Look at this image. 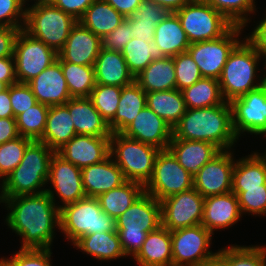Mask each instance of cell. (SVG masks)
<instances>
[{
    "mask_svg": "<svg viewBox=\"0 0 266 266\" xmlns=\"http://www.w3.org/2000/svg\"><path fill=\"white\" fill-rule=\"evenodd\" d=\"M8 210L5 225L21 239L20 249H51L60 208L45 191L39 194L1 197Z\"/></svg>",
    "mask_w": 266,
    "mask_h": 266,
    "instance_id": "1",
    "label": "cell"
},
{
    "mask_svg": "<svg viewBox=\"0 0 266 266\" xmlns=\"http://www.w3.org/2000/svg\"><path fill=\"white\" fill-rule=\"evenodd\" d=\"M7 88L8 86L4 82L0 81V93L6 90Z\"/></svg>",
    "mask_w": 266,
    "mask_h": 266,
    "instance_id": "62",
    "label": "cell"
},
{
    "mask_svg": "<svg viewBox=\"0 0 266 266\" xmlns=\"http://www.w3.org/2000/svg\"><path fill=\"white\" fill-rule=\"evenodd\" d=\"M0 81L4 82L7 86L17 83L13 57L0 58Z\"/></svg>",
    "mask_w": 266,
    "mask_h": 266,
    "instance_id": "56",
    "label": "cell"
},
{
    "mask_svg": "<svg viewBox=\"0 0 266 266\" xmlns=\"http://www.w3.org/2000/svg\"><path fill=\"white\" fill-rule=\"evenodd\" d=\"M29 5L27 3L23 30L58 53L78 21L50 1Z\"/></svg>",
    "mask_w": 266,
    "mask_h": 266,
    "instance_id": "6",
    "label": "cell"
},
{
    "mask_svg": "<svg viewBox=\"0 0 266 266\" xmlns=\"http://www.w3.org/2000/svg\"><path fill=\"white\" fill-rule=\"evenodd\" d=\"M64 78L71 97H89L96 85L94 66L77 65L63 61L59 56Z\"/></svg>",
    "mask_w": 266,
    "mask_h": 266,
    "instance_id": "39",
    "label": "cell"
},
{
    "mask_svg": "<svg viewBox=\"0 0 266 266\" xmlns=\"http://www.w3.org/2000/svg\"><path fill=\"white\" fill-rule=\"evenodd\" d=\"M96 84L117 87L127 86L135 81L121 52L100 49L94 63Z\"/></svg>",
    "mask_w": 266,
    "mask_h": 266,
    "instance_id": "26",
    "label": "cell"
},
{
    "mask_svg": "<svg viewBox=\"0 0 266 266\" xmlns=\"http://www.w3.org/2000/svg\"><path fill=\"white\" fill-rule=\"evenodd\" d=\"M168 13L169 11L161 5L155 4L153 1L143 0L138 9L127 18L130 21L154 22L157 25Z\"/></svg>",
    "mask_w": 266,
    "mask_h": 266,
    "instance_id": "51",
    "label": "cell"
},
{
    "mask_svg": "<svg viewBox=\"0 0 266 266\" xmlns=\"http://www.w3.org/2000/svg\"><path fill=\"white\" fill-rule=\"evenodd\" d=\"M31 1H33V2H48L50 0H31ZM27 2H30V0H26V4H27Z\"/></svg>",
    "mask_w": 266,
    "mask_h": 266,
    "instance_id": "63",
    "label": "cell"
},
{
    "mask_svg": "<svg viewBox=\"0 0 266 266\" xmlns=\"http://www.w3.org/2000/svg\"><path fill=\"white\" fill-rule=\"evenodd\" d=\"M153 41L166 57L187 52L190 45L180 19L172 12L156 25Z\"/></svg>",
    "mask_w": 266,
    "mask_h": 266,
    "instance_id": "29",
    "label": "cell"
},
{
    "mask_svg": "<svg viewBox=\"0 0 266 266\" xmlns=\"http://www.w3.org/2000/svg\"><path fill=\"white\" fill-rule=\"evenodd\" d=\"M131 32V21L125 18L111 33L101 38V48L122 52L125 45L133 38Z\"/></svg>",
    "mask_w": 266,
    "mask_h": 266,
    "instance_id": "50",
    "label": "cell"
},
{
    "mask_svg": "<svg viewBox=\"0 0 266 266\" xmlns=\"http://www.w3.org/2000/svg\"><path fill=\"white\" fill-rule=\"evenodd\" d=\"M0 266H9L2 258H0Z\"/></svg>",
    "mask_w": 266,
    "mask_h": 266,
    "instance_id": "64",
    "label": "cell"
},
{
    "mask_svg": "<svg viewBox=\"0 0 266 266\" xmlns=\"http://www.w3.org/2000/svg\"><path fill=\"white\" fill-rule=\"evenodd\" d=\"M121 133L160 150L168 149L173 136L172 127L147 105Z\"/></svg>",
    "mask_w": 266,
    "mask_h": 266,
    "instance_id": "18",
    "label": "cell"
},
{
    "mask_svg": "<svg viewBox=\"0 0 266 266\" xmlns=\"http://www.w3.org/2000/svg\"><path fill=\"white\" fill-rule=\"evenodd\" d=\"M237 195L242 215L266 216V185L262 188H232Z\"/></svg>",
    "mask_w": 266,
    "mask_h": 266,
    "instance_id": "45",
    "label": "cell"
},
{
    "mask_svg": "<svg viewBox=\"0 0 266 266\" xmlns=\"http://www.w3.org/2000/svg\"><path fill=\"white\" fill-rule=\"evenodd\" d=\"M233 150H221L193 176V187L204 198L232 191L233 170L236 162Z\"/></svg>",
    "mask_w": 266,
    "mask_h": 266,
    "instance_id": "17",
    "label": "cell"
},
{
    "mask_svg": "<svg viewBox=\"0 0 266 266\" xmlns=\"http://www.w3.org/2000/svg\"><path fill=\"white\" fill-rule=\"evenodd\" d=\"M131 29L133 37L151 42L155 35L156 24L146 21H131Z\"/></svg>",
    "mask_w": 266,
    "mask_h": 266,
    "instance_id": "55",
    "label": "cell"
},
{
    "mask_svg": "<svg viewBox=\"0 0 266 266\" xmlns=\"http://www.w3.org/2000/svg\"><path fill=\"white\" fill-rule=\"evenodd\" d=\"M237 195L232 191L204 198L202 225L214 231L228 229L242 218Z\"/></svg>",
    "mask_w": 266,
    "mask_h": 266,
    "instance_id": "21",
    "label": "cell"
},
{
    "mask_svg": "<svg viewBox=\"0 0 266 266\" xmlns=\"http://www.w3.org/2000/svg\"><path fill=\"white\" fill-rule=\"evenodd\" d=\"M233 25L246 27L257 12L256 0H205ZM252 14V16H251ZM249 15V17H248ZM251 16V17H250Z\"/></svg>",
    "mask_w": 266,
    "mask_h": 266,
    "instance_id": "41",
    "label": "cell"
},
{
    "mask_svg": "<svg viewBox=\"0 0 266 266\" xmlns=\"http://www.w3.org/2000/svg\"><path fill=\"white\" fill-rule=\"evenodd\" d=\"M58 53L23 29L14 46V63L18 83H28L57 60Z\"/></svg>",
    "mask_w": 266,
    "mask_h": 266,
    "instance_id": "13",
    "label": "cell"
},
{
    "mask_svg": "<svg viewBox=\"0 0 266 266\" xmlns=\"http://www.w3.org/2000/svg\"><path fill=\"white\" fill-rule=\"evenodd\" d=\"M261 59L263 60L262 70L258 67L262 66L259 64ZM258 70H265V60L244 38L229 54L218 79L224 100L231 102L265 84L266 78L263 75L262 77L257 75Z\"/></svg>",
    "mask_w": 266,
    "mask_h": 266,
    "instance_id": "4",
    "label": "cell"
},
{
    "mask_svg": "<svg viewBox=\"0 0 266 266\" xmlns=\"http://www.w3.org/2000/svg\"><path fill=\"white\" fill-rule=\"evenodd\" d=\"M101 49V38L77 22L58 56L66 62L94 66Z\"/></svg>",
    "mask_w": 266,
    "mask_h": 266,
    "instance_id": "20",
    "label": "cell"
},
{
    "mask_svg": "<svg viewBox=\"0 0 266 266\" xmlns=\"http://www.w3.org/2000/svg\"><path fill=\"white\" fill-rule=\"evenodd\" d=\"M146 105L172 129L187 110L182 91L177 89L147 92Z\"/></svg>",
    "mask_w": 266,
    "mask_h": 266,
    "instance_id": "35",
    "label": "cell"
},
{
    "mask_svg": "<svg viewBox=\"0 0 266 266\" xmlns=\"http://www.w3.org/2000/svg\"><path fill=\"white\" fill-rule=\"evenodd\" d=\"M245 27L233 25L223 36L189 45L187 52L198 65L203 77L219 79L229 54L244 39ZM240 37V38H239Z\"/></svg>",
    "mask_w": 266,
    "mask_h": 266,
    "instance_id": "10",
    "label": "cell"
},
{
    "mask_svg": "<svg viewBox=\"0 0 266 266\" xmlns=\"http://www.w3.org/2000/svg\"><path fill=\"white\" fill-rule=\"evenodd\" d=\"M266 78V59H265V73L263 74Z\"/></svg>",
    "mask_w": 266,
    "mask_h": 266,
    "instance_id": "65",
    "label": "cell"
},
{
    "mask_svg": "<svg viewBox=\"0 0 266 266\" xmlns=\"http://www.w3.org/2000/svg\"><path fill=\"white\" fill-rule=\"evenodd\" d=\"M160 149L126 137L122 133H112L110 156L122 170L127 181L143 186L151 179L157 154Z\"/></svg>",
    "mask_w": 266,
    "mask_h": 266,
    "instance_id": "8",
    "label": "cell"
},
{
    "mask_svg": "<svg viewBox=\"0 0 266 266\" xmlns=\"http://www.w3.org/2000/svg\"><path fill=\"white\" fill-rule=\"evenodd\" d=\"M258 21L254 29L244 37L266 59V14Z\"/></svg>",
    "mask_w": 266,
    "mask_h": 266,
    "instance_id": "53",
    "label": "cell"
},
{
    "mask_svg": "<svg viewBox=\"0 0 266 266\" xmlns=\"http://www.w3.org/2000/svg\"><path fill=\"white\" fill-rule=\"evenodd\" d=\"M155 4L161 5L167 11L175 13L180 10L183 6L188 4L191 0H149Z\"/></svg>",
    "mask_w": 266,
    "mask_h": 266,
    "instance_id": "60",
    "label": "cell"
},
{
    "mask_svg": "<svg viewBox=\"0 0 266 266\" xmlns=\"http://www.w3.org/2000/svg\"><path fill=\"white\" fill-rule=\"evenodd\" d=\"M121 88L122 87L96 84L90 93L89 98L92 101L93 106L108 123L116 114L121 95Z\"/></svg>",
    "mask_w": 266,
    "mask_h": 266,
    "instance_id": "43",
    "label": "cell"
},
{
    "mask_svg": "<svg viewBox=\"0 0 266 266\" xmlns=\"http://www.w3.org/2000/svg\"><path fill=\"white\" fill-rule=\"evenodd\" d=\"M57 153L66 161L83 169L110 156V137L76 134Z\"/></svg>",
    "mask_w": 266,
    "mask_h": 266,
    "instance_id": "19",
    "label": "cell"
},
{
    "mask_svg": "<svg viewBox=\"0 0 266 266\" xmlns=\"http://www.w3.org/2000/svg\"><path fill=\"white\" fill-rule=\"evenodd\" d=\"M65 105L73 120L76 134L111 137L108 122L93 106L89 97H72Z\"/></svg>",
    "mask_w": 266,
    "mask_h": 266,
    "instance_id": "24",
    "label": "cell"
},
{
    "mask_svg": "<svg viewBox=\"0 0 266 266\" xmlns=\"http://www.w3.org/2000/svg\"><path fill=\"white\" fill-rule=\"evenodd\" d=\"M135 81L146 93L176 89L174 58L153 60L135 77Z\"/></svg>",
    "mask_w": 266,
    "mask_h": 266,
    "instance_id": "32",
    "label": "cell"
},
{
    "mask_svg": "<svg viewBox=\"0 0 266 266\" xmlns=\"http://www.w3.org/2000/svg\"><path fill=\"white\" fill-rule=\"evenodd\" d=\"M187 109L205 108L223 104L218 79L203 77L190 87L182 90Z\"/></svg>",
    "mask_w": 266,
    "mask_h": 266,
    "instance_id": "37",
    "label": "cell"
},
{
    "mask_svg": "<svg viewBox=\"0 0 266 266\" xmlns=\"http://www.w3.org/2000/svg\"><path fill=\"white\" fill-rule=\"evenodd\" d=\"M49 106L41 103L19 114L16 119L19 135L33 141H39L45 131Z\"/></svg>",
    "mask_w": 266,
    "mask_h": 266,
    "instance_id": "40",
    "label": "cell"
},
{
    "mask_svg": "<svg viewBox=\"0 0 266 266\" xmlns=\"http://www.w3.org/2000/svg\"><path fill=\"white\" fill-rule=\"evenodd\" d=\"M46 192L53 199L57 207L74 203L86 197L81 169L66 161L57 152L52 155ZM53 187V189H52ZM56 194V195H55ZM59 198V201L55 199Z\"/></svg>",
    "mask_w": 266,
    "mask_h": 266,
    "instance_id": "15",
    "label": "cell"
},
{
    "mask_svg": "<svg viewBox=\"0 0 266 266\" xmlns=\"http://www.w3.org/2000/svg\"><path fill=\"white\" fill-rule=\"evenodd\" d=\"M86 197L97 198L100 194L119 187L127 180L122 170L109 156L104 161L81 169Z\"/></svg>",
    "mask_w": 266,
    "mask_h": 266,
    "instance_id": "23",
    "label": "cell"
},
{
    "mask_svg": "<svg viewBox=\"0 0 266 266\" xmlns=\"http://www.w3.org/2000/svg\"><path fill=\"white\" fill-rule=\"evenodd\" d=\"M75 135V126L68 107L65 104L49 106L45 131L39 141L47 144L54 152H57Z\"/></svg>",
    "mask_w": 266,
    "mask_h": 266,
    "instance_id": "28",
    "label": "cell"
},
{
    "mask_svg": "<svg viewBox=\"0 0 266 266\" xmlns=\"http://www.w3.org/2000/svg\"><path fill=\"white\" fill-rule=\"evenodd\" d=\"M27 84L31 87L37 102L41 104L63 105L72 98L58 60Z\"/></svg>",
    "mask_w": 266,
    "mask_h": 266,
    "instance_id": "22",
    "label": "cell"
},
{
    "mask_svg": "<svg viewBox=\"0 0 266 266\" xmlns=\"http://www.w3.org/2000/svg\"><path fill=\"white\" fill-rule=\"evenodd\" d=\"M52 249H19L8 258L1 257L9 266H52Z\"/></svg>",
    "mask_w": 266,
    "mask_h": 266,
    "instance_id": "47",
    "label": "cell"
},
{
    "mask_svg": "<svg viewBox=\"0 0 266 266\" xmlns=\"http://www.w3.org/2000/svg\"><path fill=\"white\" fill-rule=\"evenodd\" d=\"M54 153L47 144L32 140L28 144L21 162L0 183L1 197H15L45 192L50 162Z\"/></svg>",
    "mask_w": 266,
    "mask_h": 266,
    "instance_id": "3",
    "label": "cell"
},
{
    "mask_svg": "<svg viewBox=\"0 0 266 266\" xmlns=\"http://www.w3.org/2000/svg\"><path fill=\"white\" fill-rule=\"evenodd\" d=\"M193 188V176L187 172L168 150L156 156L151 179L144 186L145 192L159 202L174 194Z\"/></svg>",
    "mask_w": 266,
    "mask_h": 266,
    "instance_id": "11",
    "label": "cell"
},
{
    "mask_svg": "<svg viewBox=\"0 0 266 266\" xmlns=\"http://www.w3.org/2000/svg\"><path fill=\"white\" fill-rule=\"evenodd\" d=\"M160 203L162 226L170 231L202 223L204 197L194 187Z\"/></svg>",
    "mask_w": 266,
    "mask_h": 266,
    "instance_id": "16",
    "label": "cell"
},
{
    "mask_svg": "<svg viewBox=\"0 0 266 266\" xmlns=\"http://www.w3.org/2000/svg\"><path fill=\"white\" fill-rule=\"evenodd\" d=\"M32 140L19 136L0 145V183L21 162L28 144Z\"/></svg>",
    "mask_w": 266,
    "mask_h": 266,
    "instance_id": "44",
    "label": "cell"
},
{
    "mask_svg": "<svg viewBox=\"0 0 266 266\" xmlns=\"http://www.w3.org/2000/svg\"><path fill=\"white\" fill-rule=\"evenodd\" d=\"M168 150L179 164L194 176L220 150L212 143L172 138Z\"/></svg>",
    "mask_w": 266,
    "mask_h": 266,
    "instance_id": "25",
    "label": "cell"
},
{
    "mask_svg": "<svg viewBox=\"0 0 266 266\" xmlns=\"http://www.w3.org/2000/svg\"><path fill=\"white\" fill-rule=\"evenodd\" d=\"M19 136L15 118H0V145Z\"/></svg>",
    "mask_w": 266,
    "mask_h": 266,
    "instance_id": "57",
    "label": "cell"
},
{
    "mask_svg": "<svg viewBox=\"0 0 266 266\" xmlns=\"http://www.w3.org/2000/svg\"><path fill=\"white\" fill-rule=\"evenodd\" d=\"M59 231L73 246L85 235L116 231V223L102 211L97 198L85 197L60 208Z\"/></svg>",
    "mask_w": 266,
    "mask_h": 266,
    "instance_id": "7",
    "label": "cell"
},
{
    "mask_svg": "<svg viewBox=\"0 0 266 266\" xmlns=\"http://www.w3.org/2000/svg\"><path fill=\"white\" fill-rule=\"evenodd\" d=\"M121 53L134 77L141 73L153 60L166 57L154 41L145 42V40L135 37L125 45Z\"/></svg>",
    "mask_w": 266,
    "mask_h": 266,
    "instance_id": "38",
    "label": "cell"
},
{
    "mask_svg": "<svg viewBox=\"0 0 266 266\" xmlns=\"http://www.w3.org/2000/svg\"><path fill=\"white\" fill-rule=\"evenodd\" d=\"M266 185V154L254 152L236 159L232 188H262Z\"/></svg>",
    "mask_w": 266,
    "mask_h": 266,
    "instance_id": "33",
    "label": "cell"
},
{
    "mask_svg": "<svg viewBox=\"0 0 266 266\" xmlns=\"http://www.w3.org/2000/svg\"><path fill=\"white\" fill-rule=\"evenodd\" d=\"M173 58L177 90L182 91L203 78L198 65L188 52L179 53Z\"/></svg>",
    "mask_w": 266,
    "mask_h": 266,
    "instance_id": "46",
    "label": "cell"
},
{
    "mask_svg": "<svg viewBox=\"0 0 266 266\" xmlns=\"http://www.w3.org/2000/svg\"><path fill=\"white\" fill-rule=\"evenodd\" d=\"M133 259L138 266H172L171 231L161 225L149 232Z\"/></svg>",
    "mask_w": 266,
    "mask_h": 266,
    "instance_id": "27",
    "label": "cell"
},
{
    "mask_svg": "<svg viewBox=\"0 0 266 266\" xmlns=\"http://www.w3.org/2000/svg\"><path fill=\"white\" fill-rule=\"evenodd\" d=\"M115 8L125 18L131 16L143 0H104Z\"/></svg>",
    "mask_w": 266,
    "mask_h": 266,
    "instance_id": "58",
    "label": "cell"
},
{
    "mask_svg": "<svg viewBox=\"0 0 266 266\" xmlns=\"http://www.w3.org/2000/svg\"><path fill=\"white\" fill-rule=\"evenodd\" d=\"M95 0H50L57 8L73 16L77 21Z\"/></svg>",
    "mask_w": 266,
    "mask_h": 266,
    "instance_id": "52",
    "label": "cell"
},
{
    "mask_svg": "<svg viewBox=\"0 0 266 266\" xmlns=\"http://www.w3.org/2000/svg\"><path fill=\"white\" fill-rule=\"evenodd\" d=\"M146 106V92L134 81L121 88L118 108L108 123L112 133H121Z\"/></svg>",
    "mask_w": 266,
    "mask_h": 266,
    "instance_id": "30",
    "label": "cell"
},
{
    "mask_svg": "<svg viewBox=\"0 0 266 266\" xmlns=\"http://www.w3.org/2000/svg\"><path fill=\"white\" fill-rule=\"evenodd\" d=\"M213 234L202 224L171 231L172 266H201L218 251L210 250Z\"/></svg>",
    "mask_w": 266,
    "mask_h": 266,
    "instance_id": "12",
    "label": "cell"
},
{
    "mask_svg": "<svg viewBox=\"0 0 266 266\" xmlns=\"http://www.w3.org/2000/svg\"><path fill=\"white\" fill-rule=\"evenodd\" d=\"M230 105L233 130L238 139L246 133L266 137V81L261 87L233 99Z\"/></svg>",
    "mask_w": 266,
    "mask_h": 266,
    "instance_id": "14",
    "label": "cell"
},
{
    "mask_svg": "<svg viewBox=\"0 0 266 266\" xmlns=\"http://www.w3.org/2000/svg\"><path fill=\"white\" fill-rule=\"evenodd\" d=\"M231 266H266V246L235 245L218 249Z\"/></svg>",
    "mask_w": 266,
    "mask_h": 266,
    "instance_id": "42",
    "label": "cell"
},
{
    "mask_svg": "<svg viewBox=\"0 0 266 266\" xmlns=\"http://www.w3.org/2000/svg\"><path fill=\"white\" fill-rule=\"evenodd\" d=\"M26 0H0V26L24 28Z\"/></svg>",
    "mask_w": 266,
    "mask_h": 266,
    "instance_id": "48",
    "label": "cell"
},
{
    "mask_svg": "<svg viewBox=\"0 0 266 266\" xmlns=\"http://www.w3.org/2000/svg\"><path fill=\"white\" fill-rule=\"evenodd\" d=\"M0 118H15L10 100V86L0 93Z\"/></svg>",
    "mask_w": 266,
    "mask_h": 266,
    "instance_id": "59",
    "label": "cell"
},
{
    "mask_svg": "<svg viewBox=\"0 0 266 266\" xmlns=\"http://www.w3.org/2000/svg\"><path fill=\"white\" fill-rule=\"evenodd\" d=\"M10 100L15 118L38 103L31 87L27 83L18 82L10 85Z\"/></svg>",
    "mask_w": 266,
    "mask_h": 266,
    "instance_id": "49",
    "label": "cell"
},
{
    "mask_svg": "<svg viewBox=\"0 0 266 266\" xmlns=\"http://www.w3.org/2000/svg\"><path fill=\"white\" fill-rule=\"evenodd\" d=\"M144 186L134 181H126L119 187L100 194L97 200L103 212L116 220L124 213L143 193Z\"/></svg>",
    "mask_w": 266,
    "mask_h": 266,
    "instance_id": "36",
    "label": "cell"
},
{
    "mask_svg": "<svg viewBox=\"0 0 266 266\" xmlns=\"http://www.w3.org/2000/svg\"><path fill=\"white\" fill-rule=\"evenodd\" d=\"M125 17L104 0H95L78 20L84 27L102 38L118 27Z\"/></svg>",
    "mask_w": 266,
    "mask_h": 266,
    "instance_id": "34",
    "label": "cell"
},
{
    "mask_svg": "<svg viewBox=\"0 0 266 266\" xmlns=\"http://www.w3.org/2000/svg\"><path fill=\"white\" fill-rule=\"evenodd\" d=\"M175 13L190 44L217 39L233 26L205 0H191Z\"/></svg>",
    "mask_w": 266,
    "mask_h": 266,
    "instance_id": "9",
    "label": "cell"
},
{
    "mask_svg": "<svg viewBox=\"0 0 266 266\" xmlns=\"http://www.w3.org/2000/svg\"><path fill=\"white\" fill-rule=\"evenodd\" d=\"M201 266H231V265L219 252H217L211 259L206 260Z\"/></svg>",
    "mask_w": 266,
    "mask_h": 266,
    "instance_id": "61",
    "label": "cell"
},
{
    "mask_svg": "<svg viewBox=\"0 0 266 266\" xmlns=\"http://www.w3.org/2000/svg\"><path fill=\"white\" fill-rule=\"evenodd\" d=\"M172 138L205 141L214 144L220 151L233 149L239 140L232 125L230 102L187 109L173 127Z\"/></svg>",
    "mask_w": 266,
    "mask_h": 266,
    "instance_id": "2",
    "label": "cell"
},
{
    "mask_svg": "<svg viewBox=\"0 0 266 266\" xmlns=\"http://www.w3.org/2000/svg\"><path fill=\"white\" fill-rule=\"evenodd\" d=\"M21 29L0 26V58L13 57L17 35Z\"/></svg>",
    "mask_w": 266,
    "mask_h": 266,
    "instance_id": "54",
    "label": "cell"
},
{
    "mask_svg": "<svg viewBox=\"0 0 266 266\" xmlns=\"http://www.w3.org/2000/svg\"><path fill=\"white\" fill-rule=\"evenodd\" d=\"M115 223L126 257L134 258L141 250L147 234L162 225L161 203L144 192Z\"/></svg>",
    "mask_w": 266,
    "mask_h": 266,
    "instance_id": "5",
    "label": "cell"
},
{
    "mask_svg": "<svg viewBox=\"0 0 266 266\" xmlns=\"http://www.w3.org/2000/svg\"><path fill=\"white\" fill-rule=\"evenodd\" d=\"M73 247L97 260L111 261L125 257L117 231L93 233L81 237Z\"/></svg>",
    "mask_w": 266,
    "mask_h": 266,
    "instance_id": "31",
    "label": "cell"
}]
</instances>
